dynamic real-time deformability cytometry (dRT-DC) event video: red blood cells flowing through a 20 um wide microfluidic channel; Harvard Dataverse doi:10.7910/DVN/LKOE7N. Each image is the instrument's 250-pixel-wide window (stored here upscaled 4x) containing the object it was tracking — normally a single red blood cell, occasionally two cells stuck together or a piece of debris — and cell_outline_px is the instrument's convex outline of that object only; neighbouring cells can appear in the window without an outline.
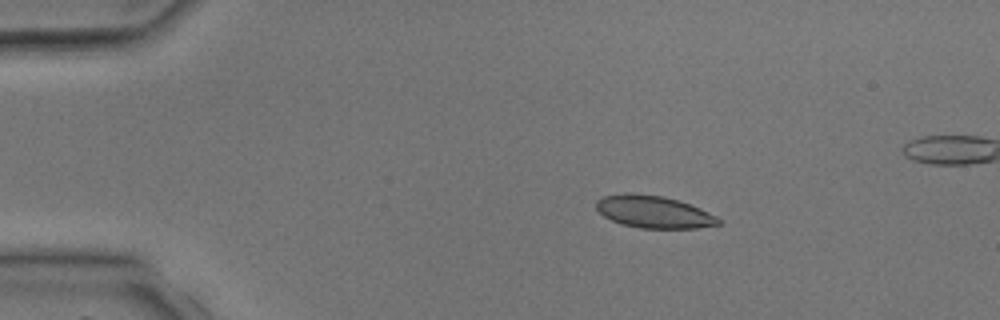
{"species": "common noctule bat (a hibernating species)", "species_latin": "Nyctalus noctula", "temperature_condition": "room temperature", "stored_images_in_passage": 3, "segment_of_instrument_passage": [1, 2], "camera_frame_rate_fps": 3000, "um_per_image_px": 0.085, "animal": {"sex": "male", "body_mass_g": 17.9, "forearm_length_mm": 54.2}, "frame": {"image": 1, "passage_image": 1, "time_ms": 0.0, "image_size_px": [1000, 320], "cell_outline_px": [[724, 220], [720, 224], [696, 228], [640, 228], [620, 224], [604, 216], [596, 208], [596, 200], [604, 196], [628, 192], [632, 192], [664, 196], [700, 208]], "centroid_in_image_um": [55.56, 18.0], "position_along_channel_um": 29.4, "area_um2": 23.06}}